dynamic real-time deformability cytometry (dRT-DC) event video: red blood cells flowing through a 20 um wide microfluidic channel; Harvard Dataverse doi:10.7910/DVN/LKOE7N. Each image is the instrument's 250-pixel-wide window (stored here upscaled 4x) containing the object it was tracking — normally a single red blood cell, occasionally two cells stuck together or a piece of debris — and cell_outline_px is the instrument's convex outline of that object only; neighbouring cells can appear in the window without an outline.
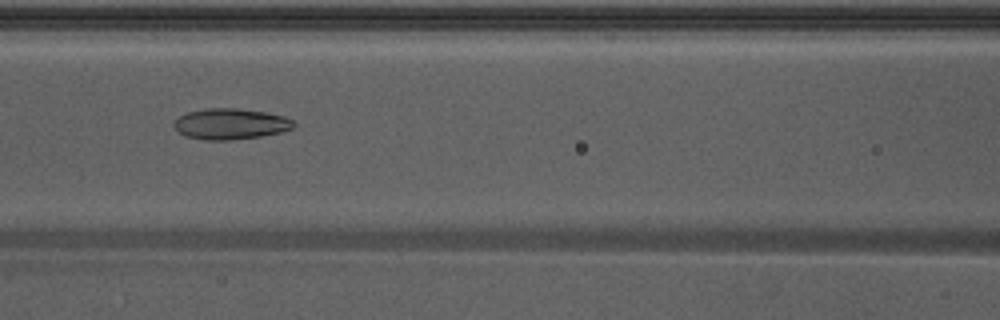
{"species": "Egyptian fruit bat (a non-hibernating species)", "species_latin": "Rousettus aegyptiacus", "temperature_condition": "warm", "stored_images_in_passage": 43, "camera_frame_rate_fps": 3000, "um_per_image_px": 0.085, "animal": {"sex": "male"}, "frame": {"image": 1, "passage_image": 13, "time_ms": 4.0, "image_size_px": [1000, 320], "cell_outline_px": [[296, 124], [292, 128], [280, 132], [260, 136], [232, 140], [204, 140], [184, 136], [172, 124], [180, 116], [188, 112], [204, 108], [236, 108], [264, 112], [284, 116], [292, 120]], "centroid_in_image_um": [19.58, 10.53], "position_along_channel_um": 147.0, "area_um2": 21.44}}
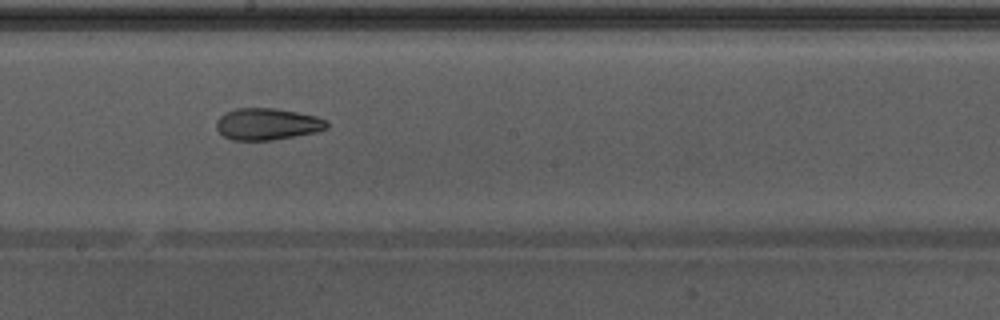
{"frame": {"image": 2, "passage_image": 19, "time_ms": 6.0, "image_size_px": [1000, 320], "cell_outline_px": [[328, 128], [316, 132], [272, 140], [232, 140], [224, 136], [216, 128], [216, 120], [224, 112], [236, 108], [276, 108], [316, 116], [328, 120]], "centroid_in_image_um": [22.71, 10.54], "position_along_channel_um": 225.5, "area_um2": 20.52}, "authors_computed_cell_mechanics": {"area_um2": 22.1374, "velocity_mm_per_s": 3.9313, "shape_relaxation_time_tau1_ms": null, "shape_relaxation_time_tau2_ms": 3.1366, "deformation_change_tau1": null, "deformation_change_tau2": 0.0884}}